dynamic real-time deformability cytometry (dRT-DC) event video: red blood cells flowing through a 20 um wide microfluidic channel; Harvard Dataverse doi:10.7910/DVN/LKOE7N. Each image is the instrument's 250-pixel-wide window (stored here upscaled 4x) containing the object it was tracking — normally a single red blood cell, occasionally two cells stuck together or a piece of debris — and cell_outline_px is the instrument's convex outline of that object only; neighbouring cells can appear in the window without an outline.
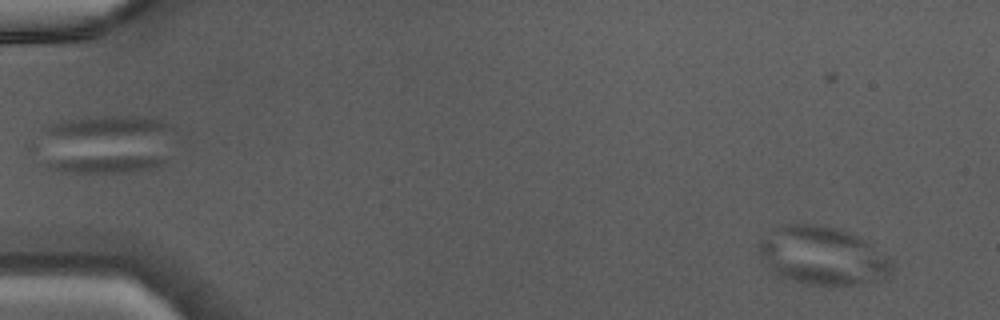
{"species": "Egyptian fruit bat (a non-hibernating species)", "species_latin": "Rousettus aegyptiacus", "temperature_condition": "warm", "stored_images_in_passage": 46, "camera_frame_rate_fps": 3000, "um_per_image_px": 0.085, "animal": {"sex": "male"}, "frame": {"image": 1, "passage_image": 3, "time_ms": 0.667, "image_size_px": [1000, 320], "cell_outline_px": [[892, 272], [888, 276], [880, 280], [840, 288], [804, 284], [780, 276], [768, 264], [760, 252], [756, 244], [760, 240], [776, 228], [788, 224], [816, 224], [840, 228], [864, 240], [892, 260]], "centroid_in_image_um": [69.96, 21.78], "position_along_channel_um": 15.0, "area_um2": 45.2}}
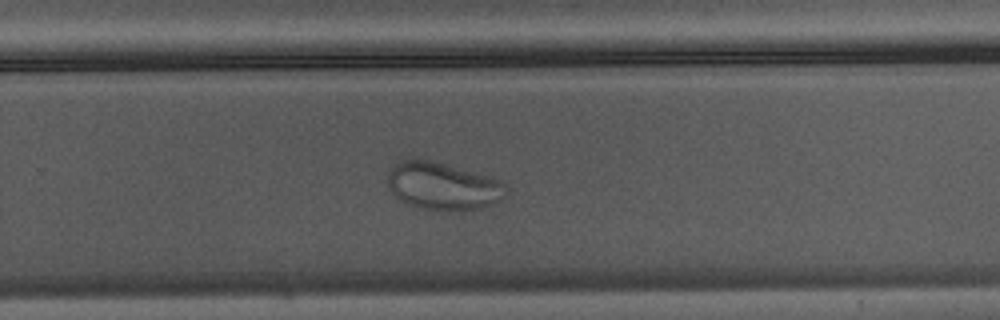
{"frame": {"image": 2, "passage_image": 31, "time_ms": 10.0, "image_size_px": [1000, 320], "cell_outline_px": [[508, 188], [500, 200], [492, 204], [480, 208], [452, 212], [436, 212], [416, 208], [400, 200], [388, 188], [388, 172], [400, 160], [412, 156], [428, 160], [500, 180]], "centroid_in_image_um": [37.58, 15.85], "position_along_channel_um": 292.2, "area_um2": 33.06}}
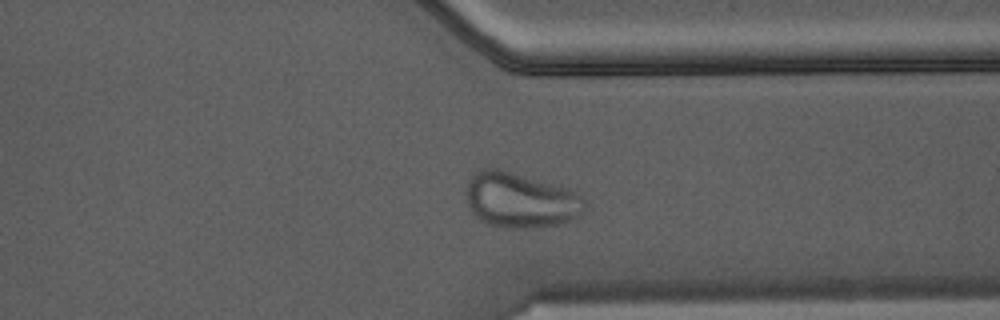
{"frame": {"image": 3, "passage_image": 36, "time_ms": 11.667, "image_size_px": [1000, 320], "cell_outline_px": [[588, 208], [576, 220], [536, 228], [504, 228], [488, 224], [480, 220], [472, 212], [468, 204], [464, 192], [468, 180], [480, 168], [500, 168], [572, 188], [584, 200]], "centroid_in_image_um": [44.26, 17.0], "position_along_channel_um": 367.1, "area_um2": 39.13}}